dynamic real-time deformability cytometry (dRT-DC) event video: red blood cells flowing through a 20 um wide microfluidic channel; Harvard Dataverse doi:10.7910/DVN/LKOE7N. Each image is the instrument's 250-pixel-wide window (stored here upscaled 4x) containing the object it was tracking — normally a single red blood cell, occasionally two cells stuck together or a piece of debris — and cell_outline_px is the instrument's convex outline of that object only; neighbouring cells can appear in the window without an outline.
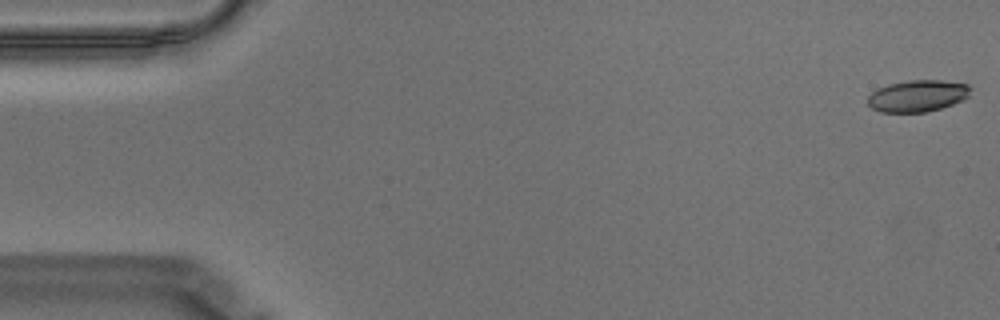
{"species": "Egyptian fruit bat (a non-hibernating species)", "species_latin": "Rousettus aegyptiacus", "temperature_condition": "warm", "stored_images_in_passage": 57, "camera_frame_rate_fps": 3000, "um_per_image_px": 0.085, "animal": {"sex": "male"}, "frame": {"image": 1, "passage_image": 1, "time_ms": 0.0, "image_size_px": [1000, 320], "cell_outline_px": [[972, 88], [968, 96], [964, 100], [940, 108], [924, 112], [880, 112], [872, 108], [868, 104], [868, 96], [876, 88], [888, 84], [908, 80], [944, 80], [968, 84]], "centroid_in_image_um": [78.0, 8.14], "position_along_channel_um": 7.0, "area_um2": 19.13}}
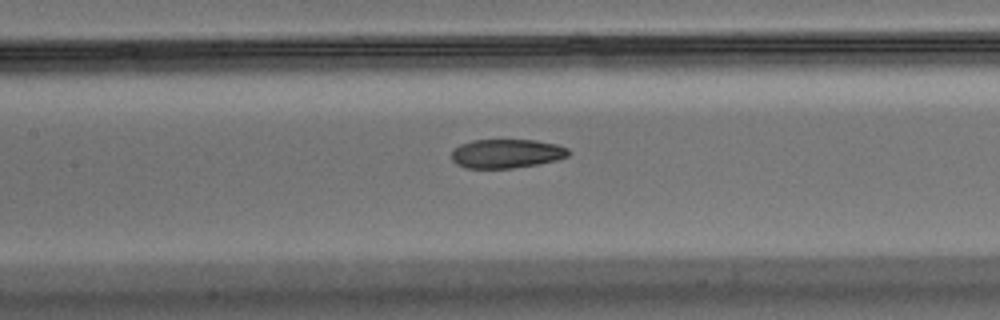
{"frame": {"image": 2, "passage_image": 26, "time_ms": 8.333, "image_size_px": [1000, 320], "cell_outline_px": [[572, 152], [568, 156], [556, 160], [536, 164], [512, 168], [464, 168], [456, 164], [452, 160], [452, 148], [460, 144], [472, 140], [536, 140], [556, 144], [568, 148]], "centroid_in_image_um": [43.04, 13.05], "position_along_channel_um": 164.4, "area_um2": 19.88}}
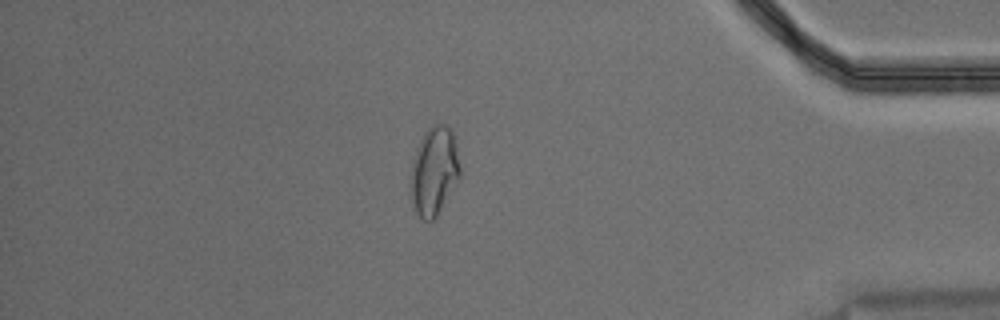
{"frame": {"image": 3, "passage_image": 49, "time_ms": 16.0, "image_size_px": [1000, 320], "cell_outline_px": [[460, 176], [436, 216], [432, 220], [424, 220], [416, 212], [412, 200], [412, 164], [416, 148], [424, 132], [432, 124], [444, 124], [452, 132], [460, 168]], "centroid_in_image_um": [36.9, 14.51], "position_along_channel_um": 398.3, "area_um2": 24.62}, "authors_computed_cell_mechanics": {"area_um2": 20.9814, "velocity_mm_per_s": 3.5285, "shape_relaxation_time_tau1_ms": null, "shape_relaxation_time_tau2_ms": 2.4836, "deformation_change_tau1": null, "deformation_change_tau2": 0.0816}}